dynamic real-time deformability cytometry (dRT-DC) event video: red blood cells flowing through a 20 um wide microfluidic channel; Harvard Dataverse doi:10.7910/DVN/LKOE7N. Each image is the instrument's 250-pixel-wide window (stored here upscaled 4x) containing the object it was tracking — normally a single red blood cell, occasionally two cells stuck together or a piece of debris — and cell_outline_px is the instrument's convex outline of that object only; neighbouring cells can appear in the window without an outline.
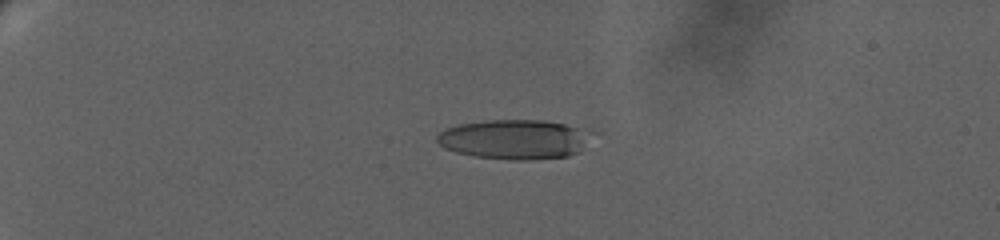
{"species": "human", "species_latin": "Homo sapiens", "temperature_condition": "warm", "stored_images_in_passage": 108, "camera_frame_rate_fps": 3000, "um_per_image_px": 0.085, "donor": {"sex": "female"}, "frame": {"image": 1, "passage_image": 31, "time_ms": 7.0, "image_size_px": [1000, 240], "cell_outline_px": [[600, 132], [580, 152], [568, 156], [532, 160], [512, 160], [472, 156], [456, 152], [444, 148], [436, 140], [436, 136], [440, 132], [456, 124], [484, 120], [544, 120], [592, 128]], "centroid_in_image_um": [43.9, 11.83], "position_along_channel_um": 41.1, "area_um2": 36.99}}
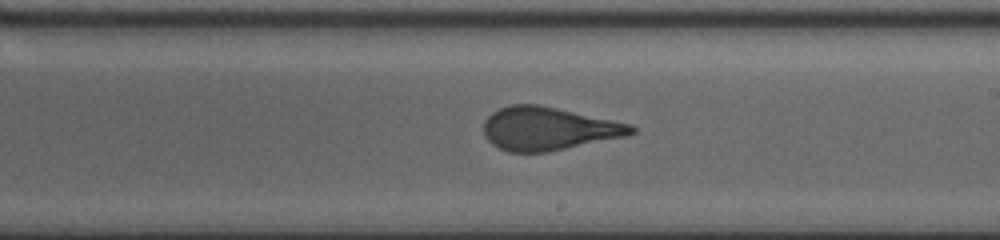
{"frame": {"image": 2, "passage_image": 67, "time_ms": 16.333, "image_size_px": [1000, 240], "cell_outline_px": [[636, 132], [628, 136], [548, 152], [508, 152], [492, 144], [484, 136], [484, 120], [492, 112], [500, 108], [512, 104], [540, 104], [632, 124], [636, 128]], "centroid_in_image_um": [46.63, 10.93], "position_along_channel_um": 242.4, "area_um2": 37.4}}
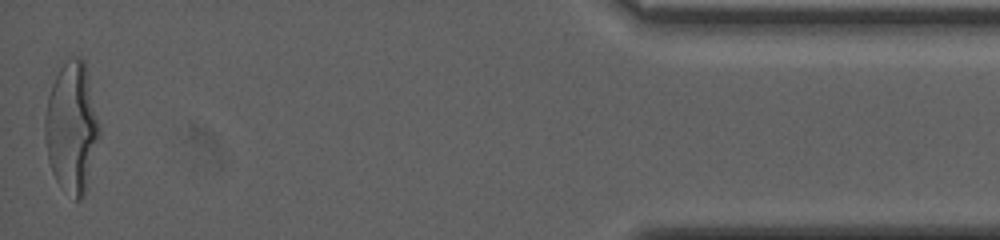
{"frame": {"image": 3, "passage_image": 107, "time_ms": 24.667, "image_size_px": [1000, 240], "cell_outline_px": [[100, 136], [84, 196], [80, 200], [76, 200], [56, 180], [52, 172], [48, 160], [44, 136], [44, 116], [48, 96], [52, 84], [60, 68], [68, 56], [80, 56], [84, 60], [100, 128]], "centroid_in_image_um": [6.08, 10.82], "position_along_channel_um": 429.1, "area_um2": 41.27}, "authors_computed_cell_mechanics": {"area_um2": 37.3966, "velocity_mm_per_s": 2.9855, "shape_relaxation_time_tau1_ms": 6.0662, "shape_relaxation_time_tau2_ms": 0.9374, "deformation_change_tau1": 0.2504, "deformation_change_tau2": 0.1}}